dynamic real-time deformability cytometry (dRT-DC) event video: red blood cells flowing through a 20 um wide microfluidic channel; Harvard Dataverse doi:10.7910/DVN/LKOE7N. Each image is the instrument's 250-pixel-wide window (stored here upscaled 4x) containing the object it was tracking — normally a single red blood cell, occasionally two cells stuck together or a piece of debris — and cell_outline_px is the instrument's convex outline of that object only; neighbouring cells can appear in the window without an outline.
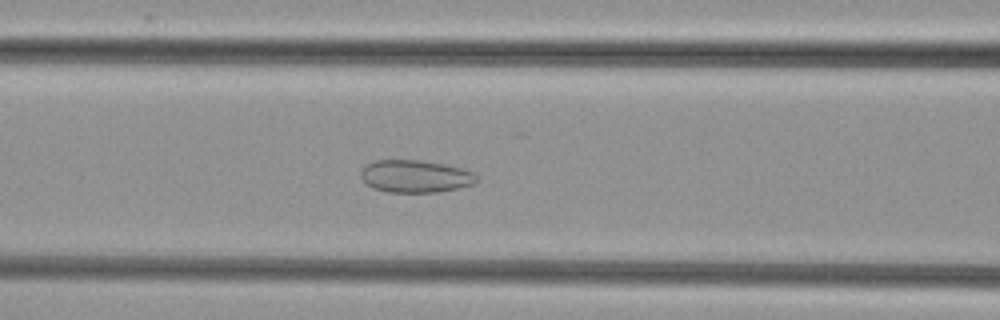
{"species": "common noctule bat (a hibernating species)", "species_latin": "Nyctalus noctula", "temperature_condition": "cold", "stored_images_in_passage": 46, "camera_frame_rate_fps": 3000, "um_per_image_px": 0.085, "animal": {"sex": "female", "body_mass_g": 29.2, "forearm_length_mm": 56.3}, "frame": {"image": 1, "passage_image": 16, "time_ms": 5.0, "image_size_px": [1000, 320], "cell_outline_px": [[480, 180], [472, 184], [460, 188], [440, 192], [388, 192], [372, 188], [360, 176], [360, 172], [364, 164], [376, 160], [420, 160], [444, 164], [460, 168], [472, 172]], "centroid_in_image_um": [35.29, 14.98], "position_along_channel_um": 131.3, "area_um2": 22.02}}
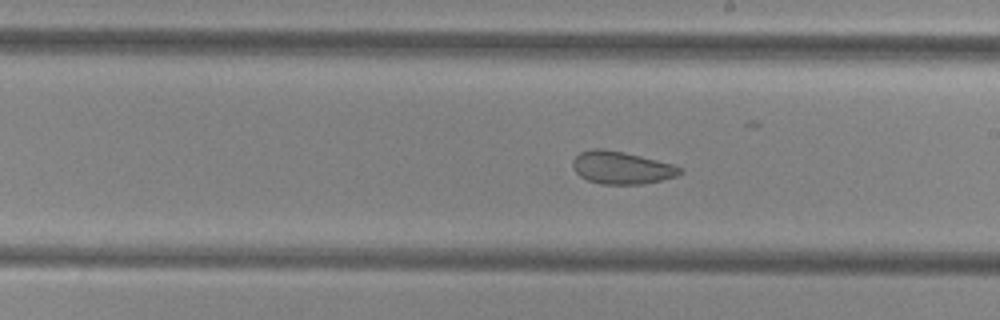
{"frame": {"image": 2, "passage_image": 24, "time_ms": 7.667, "image_size_px": [1000, 320], "cell_outline_px": [[684, 172], [676, 176], [660, 180], [640, 184], [600, 184], [588, 180], [580, 176], [572, 168], [572, 160], [580, 152], [592, 148], [604, 148], [624, 152], [672, 164], [684, 168]], "centroid_in_image_um": [52.81, 14.24], "position_along_channel_um": 236.2, "area_um2": 20.4}}
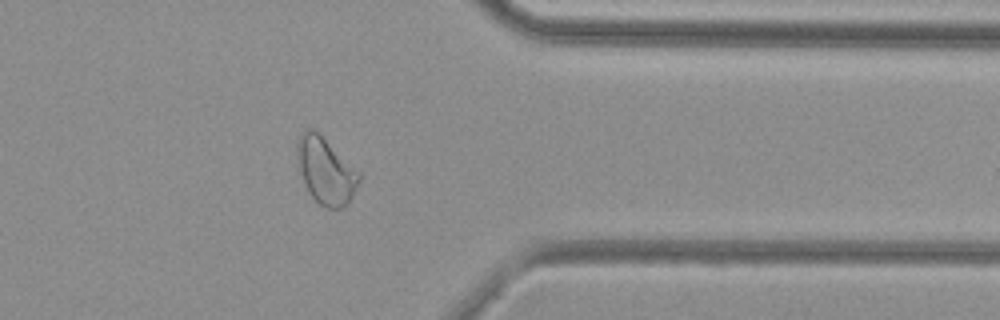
{"frame": {"image": 3, "passage_image": 36, "time_ms": 11.667, "image_size_px": [1000, 320], "cell_outline_px": [[360, 180], [348, 204], [344, 208], [328, 208], [320, 204], [308, 192], [300, 168], [296, 148], [296, 144], [300, 136], [308, 128], [312, 128], [360, 172]], "centroid_in_image_um": [27.71, 14.55], "position_along_channel_um": 383.7, "area_um2": 23.29}}